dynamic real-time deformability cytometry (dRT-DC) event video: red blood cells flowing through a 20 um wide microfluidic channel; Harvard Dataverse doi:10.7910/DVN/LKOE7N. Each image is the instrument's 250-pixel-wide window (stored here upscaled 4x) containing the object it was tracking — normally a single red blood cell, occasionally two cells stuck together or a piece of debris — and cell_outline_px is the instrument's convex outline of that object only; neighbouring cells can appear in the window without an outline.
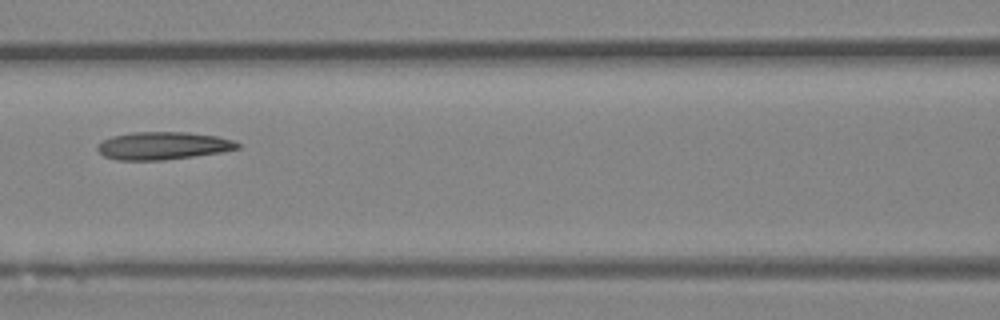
{"species": "Egyptian fruit bat (a non-hibernating species)", "species_latin": "Rousettus aegyptiacus", "temperature_condition": "room temperature", "stored_images_in_passage": 7, "camera_frame_rate_fps": 3000, "um_per_image_px": 0.085, "animal": {"sex": "female"}, "frame": {"image": 1, "passage_image": 7, "time_ms": 2.0, "image_size_px": [1000, 320], "cell_outline_px": [[240, 148], [220, 152], [164, 160], [116, 160], [104, 156], [96, 148], [96, 144], [112, 136], [132, 132], [188, 132], [216, 136], [232, 140], [240, 144]], "centroid_in_image_um": [13.82, 12.38], "position_along_channel_um": 152.8, "area_um2": 22.54}}